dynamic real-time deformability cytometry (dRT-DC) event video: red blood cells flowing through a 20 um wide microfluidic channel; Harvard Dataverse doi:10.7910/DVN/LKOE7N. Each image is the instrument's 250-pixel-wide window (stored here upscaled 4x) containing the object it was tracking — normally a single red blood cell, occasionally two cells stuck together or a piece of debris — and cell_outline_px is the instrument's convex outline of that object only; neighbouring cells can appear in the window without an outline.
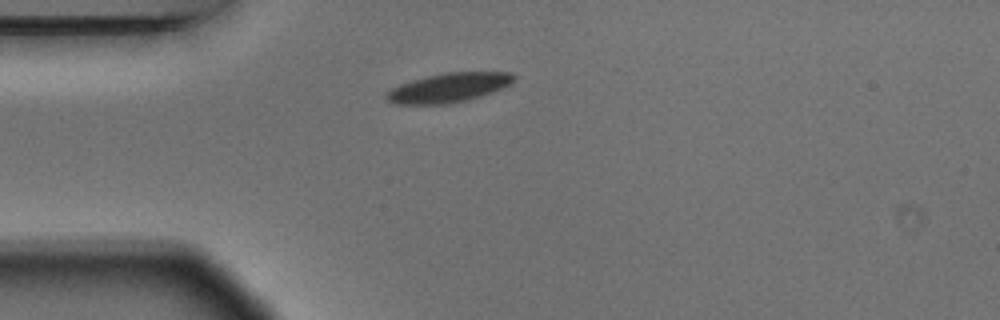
{"species": "Egyptian fruit bat (a non-hibernating species)", "species_latin": "Rousettus aegyptiacus", "temperature_condition": "warm", "stored_images_in_passage": 1, "camera_frame_rate_fps": 3000, "um_per_image_px": 0.085, "animal": {"sex": "male"}, "frame": {"image": 1, "passage_image": 1, "time_ms": 0.0, "image_size_px": [1000, 320], "cell_outline_px": [[516, 80], [492, 92], [468, 100], [448, 104], [396, 104], [388, 100], [384, 96], [392, 88], [400, 84], [412, 80], [428, 76], [448, 72], [512, 72], [516, 76]], "centroid_in_image_um": [38.15, 7.45], "position_along_channel_um": 46.9, "area_um2": 21.56}}